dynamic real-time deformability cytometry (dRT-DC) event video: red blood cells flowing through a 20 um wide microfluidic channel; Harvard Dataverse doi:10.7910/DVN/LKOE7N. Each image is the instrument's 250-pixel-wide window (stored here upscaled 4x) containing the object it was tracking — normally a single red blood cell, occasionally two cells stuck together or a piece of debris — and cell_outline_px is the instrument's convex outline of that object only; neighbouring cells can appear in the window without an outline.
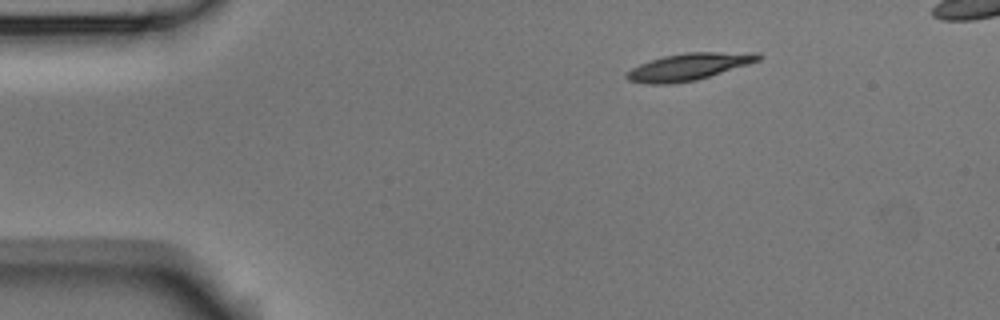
{"species": "Egyptian fruit bat (a non-hibernating species)", "species_latin": "Rousettus aegyptiacus", "temperature_condition": "room temperature", "stored_images_in_passage": 3, "camera_frame_rate_fps": 3000, "um_per_image_px": 0.085, "animal": {"sex": "male"}, "frame": {"image": 1, "passage_image": 1, "time_ms": 0.0, "image_size_px": [1000, 320], "cell_outline_px": [[764, 56], [760, 60], [748, 64], [696, 80], [672, 84], [644, 84], [628, 80], [624, 76], [624, 72], [640, 64], [664, 56], [688, 52], [760, 52]], "centroid_in_image_um": [58.54, 5.67], "position_along_channel_um": 26.5, "area_um2": 20.81}}